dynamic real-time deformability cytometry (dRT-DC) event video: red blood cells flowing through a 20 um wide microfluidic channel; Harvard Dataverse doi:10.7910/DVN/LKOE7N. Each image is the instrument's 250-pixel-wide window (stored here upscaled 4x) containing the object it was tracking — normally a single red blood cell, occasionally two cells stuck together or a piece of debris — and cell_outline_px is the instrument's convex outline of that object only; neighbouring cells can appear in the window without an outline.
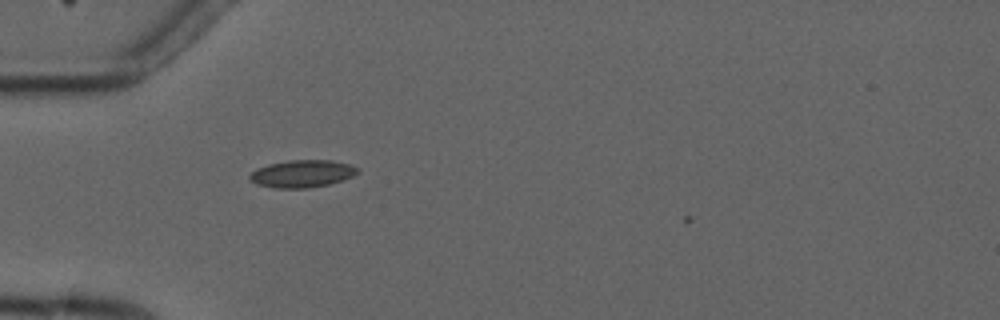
{"species": "common noctule bat (a hibernating species)", "species_latin": "Nyctalus noctula", "temperature_condition": "cold", "stored_images_in_passage": 2, "camera_frame_rate_fps": 3000, "um_per_image_px": 0.085, "animal": {"sex": "male", "forearm_length_mm": 52.5}, "frame": {"image": 1, "passage_image": 2, "time_ms": 1.0, "image_size_px": [1000, 320], "cell_outline_px": [[360, 172], [344, 180], [328, 184], [308, 188], [276, 188], [256, 184], [248, 176], [256, 168], [268, 164], [288, 160], [332, 160], [352, 164], [360, 168]], "centroid_in_image_um": [25.73, 14.75], "position_along_channel_um": 59.3, "area_um2": 17.4}}